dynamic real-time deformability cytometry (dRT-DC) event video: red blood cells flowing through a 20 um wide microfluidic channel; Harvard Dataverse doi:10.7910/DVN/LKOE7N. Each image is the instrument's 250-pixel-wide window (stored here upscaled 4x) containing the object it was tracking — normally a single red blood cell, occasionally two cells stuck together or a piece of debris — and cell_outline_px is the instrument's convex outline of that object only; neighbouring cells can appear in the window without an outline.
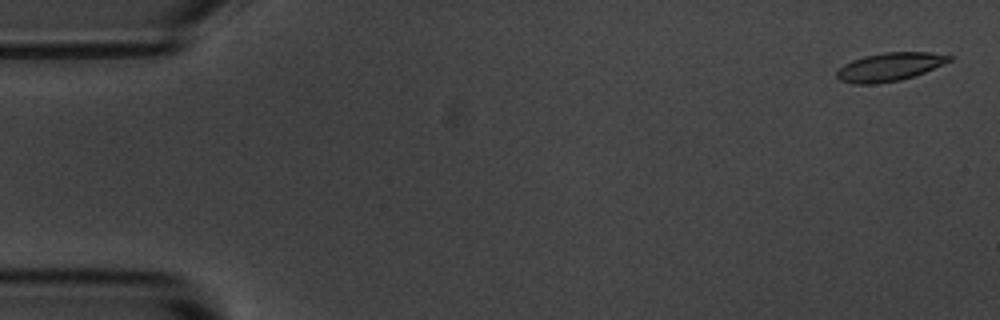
{"species": "common noctule bat (a hibernating species)", "species_latin": "Nyctalus noctula", "temperature_condition": "room temperature", "stored_images_in_passage": 6, "camera_frame_rate_fps": 3000, "um_per_image_px": 0.085, "animal": {"sex": "male", "body_mass_g": 20.1, "forearm_length_mm": 53.5}, "frame": {"image": 1, "passage_image": 1, "time_ms": 0.0, "image_size_px": [1000, 320], "cell_outline_px": [[952, 60], [924, 72], [900, 80], [872, 84], [852, 84], [840, 80], [836, 76], [836, 72], [844, 64], [852, 60], [864, 56], [884, 52], [928, 52], [952, 56]], "centroid_in_image_um": [75.58, 5.68], "position_along_channel_um": 9.4, "area_um2": 18.38}}
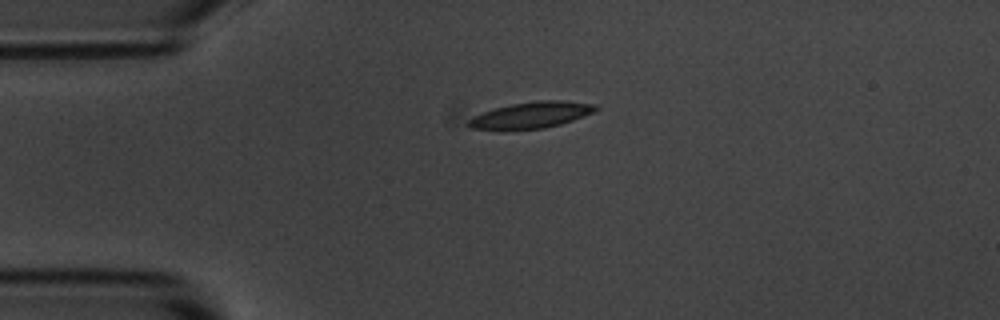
{"frame": {"image": 2, "passage_image": 4, "time_ms": 3.667, "image_size_px": [1000, 320], "cell_outline_px": [[600, 108], [592, 112], [572, 120], [560, 124], [544, 128], [472, 128], [464, 124], [472, 116], [496, 108], [512, 104], [536, 100], [560, 100], [596, 104]], "centroid_in_image_um": [45.18, 9.75], "position_along_channel_um": 39.8, "area_um2": 18.9}}